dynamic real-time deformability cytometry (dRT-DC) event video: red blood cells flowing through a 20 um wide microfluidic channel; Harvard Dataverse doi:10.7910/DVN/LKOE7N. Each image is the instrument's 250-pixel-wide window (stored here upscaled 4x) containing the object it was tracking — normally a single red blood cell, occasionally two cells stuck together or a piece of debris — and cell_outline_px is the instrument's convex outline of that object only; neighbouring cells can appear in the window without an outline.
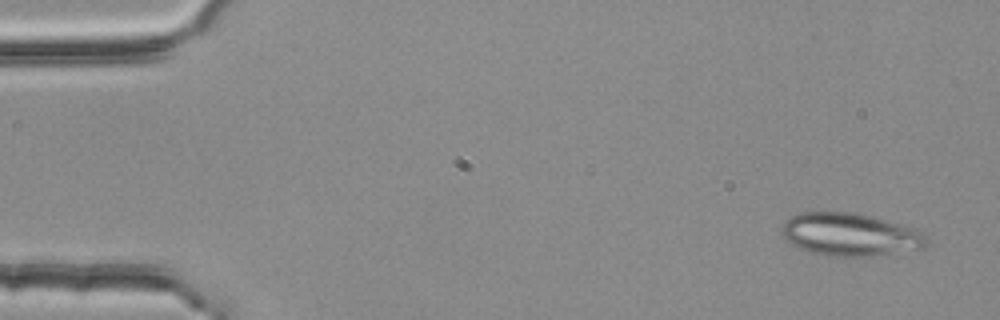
{"species": "common noctule bat (a hibernating species)", "species_latin": "Nyctalus noctula", "temperature_condition": "room temperature", "stored_images_in_passage": 3, "camera_frame_rate_fps": 3000, "um_per_image_px": 0.085, "animal": {"sex": "female", "body_mass_g": 25.1}, "frame": {"image": 1, "passage_image": 1, "time_ms": 0.0, "image_size_px": [1000, 320], "cell_outline_px": [[928, 244], [924, 248], [872, 256], [828, 256], [812, 252], [800, 248], [792, 244], [780, 232], [780, 228], [784, 220], [800, 212], [852, 212], [872, 216], [912, 228], [920, 232], [928, 240]], "centroid_in_image_um": [72.22, 19.93], "position_along_channel_um": 12.8, "area_um2": 35.95}}